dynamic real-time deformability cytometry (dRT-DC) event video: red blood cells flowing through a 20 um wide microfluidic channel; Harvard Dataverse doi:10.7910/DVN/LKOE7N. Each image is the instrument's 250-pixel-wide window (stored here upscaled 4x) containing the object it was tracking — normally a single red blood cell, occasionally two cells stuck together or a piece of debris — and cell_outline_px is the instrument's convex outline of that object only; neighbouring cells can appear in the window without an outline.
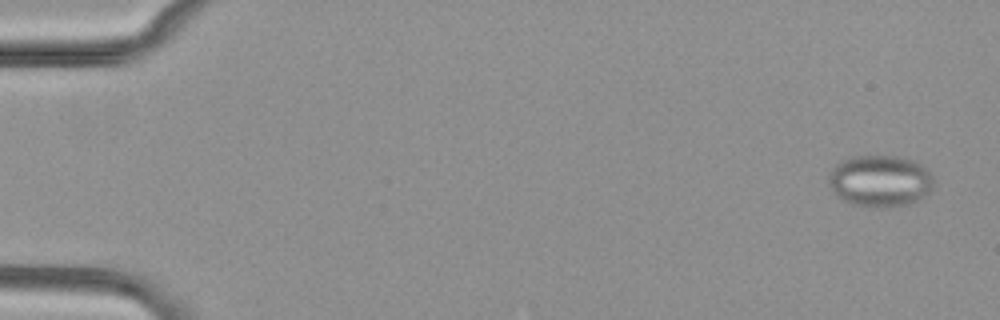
{"species": "common noctule bat (a hibernating species)", "species_latin": "Nyctalus noctula", "temperature_condition": "cold", "stored_images_in_passage": 56, "camera_frame_rate_fps": 3000, "um_per_image_px": 0.085, "animal": {"sex": "female", "body_mass_g": 29.2, "forearm_length_mm": 56.3}, "frame": {"image": 1, "passage_image": 3, "time_ms": 0.667, "image_size_px": [1000, 320], "cell_outline_px": [[932, 188], [928, 192], [916, 200], [908, 204], [888, 208], [884, 208], [852, 204], [836, 196], [828, 184], [828, 176], [832, 168], [836, 164], [852, 156], [896, 156], [912, 160], [920, 164], [932, 176]], "centroid_in_image_um": [74.76, 15.38], "position_along_channel_um": 10.2, "area_um2": 31.44}}
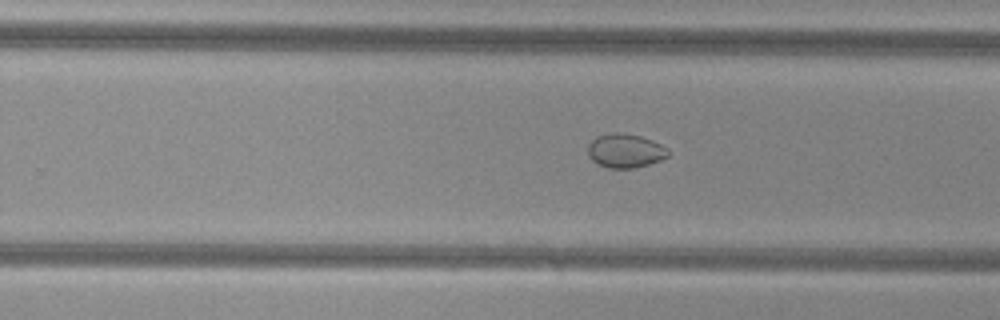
{"frame": {"image": 2, "passage_image": 36, "time_ms": 11.667, "image_size_px": [1000, 320], "cell_outline_px": [[668, 156], [660, 160], [636, 168], [608, 168], [592, 160], [588, 156], [588, 144], [596, 136], [612, 132], [620, 132], [640, 136], [652, 140], [668, 148]], "centroid_in_image_um": [53.13, 12.8], "position_along_channel_um": 276.7, "area_um2": 15.9}}
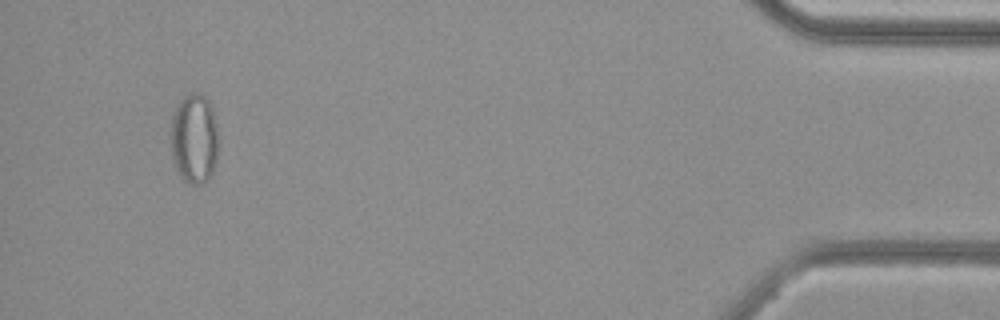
{"frame": {"image": 3, "passage_image": 53, "time_ms": 17.333, "image_size_px": [1000, 320], "cell_outline_px": [[220, 140], [216, 160], [212, 172], [208, 180], [204, 184], [192, 184], [184, 180], [180, 176], [172, 160], [172, 112], [176, 104], [188, 92], [196, 92], [204, 96], [212, 104]], "centroid_in_image_um": [16.54, 11.76], "position_along_channel_um": 418.7, "area_um2": 25.61}, "authors_computed_cell_mechanics": {"area_um2": 23.1778, "velocity_mm_per_s": 3.7671, "shape_relaxation_time_tau1_ms": null, "shape_relaxation_time_tau2_ms": 5.4812, "deformation_change_tau1": null, "deformation_change_tau2": 0.0499}}